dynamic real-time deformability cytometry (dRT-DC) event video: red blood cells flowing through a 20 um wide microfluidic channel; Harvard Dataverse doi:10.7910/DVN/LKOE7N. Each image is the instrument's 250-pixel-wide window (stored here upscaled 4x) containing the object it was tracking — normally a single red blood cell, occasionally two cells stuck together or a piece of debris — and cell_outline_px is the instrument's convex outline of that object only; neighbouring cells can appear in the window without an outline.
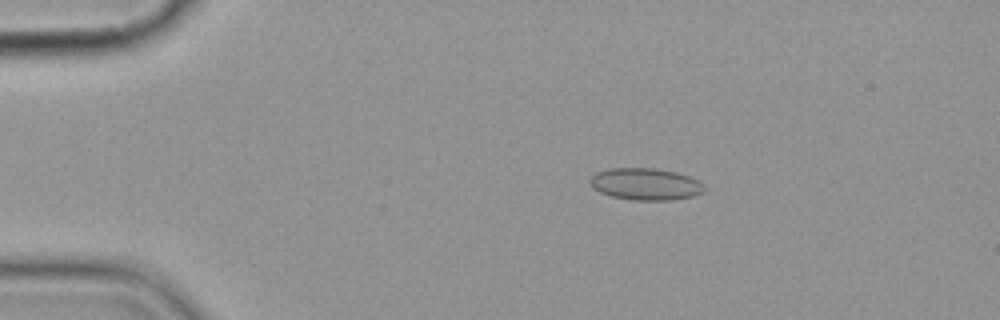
{"species": "common noctule bat (a hibernating species)", "species_latin": "Nyctalus noctula", "temperature_condition": "cold", "stored_images_in_passage": 7, "camera_frame_rate_fps": 3000, "um_per_image_px": 0.085, "animal": {"sex": "female", "body_mass_g": 19.9}, "frame": {"image": 1, "passage_image": 3, "time_ms": 3.333, "image_size_px": [1000, 320], "cell_outline_px": [[708, 188], [704, 192], [692, 196], [668, 200], [632, 200], [612, 196], [600, 192], [592, 188], [588, 180], [596, 172], [612, 168], [656, 168], [676, 172], [700, 180]], "centroid_in_image_um": [54.89, 15.64], "position_along_channel_um": 30.1, "area_um2": 21.44}}
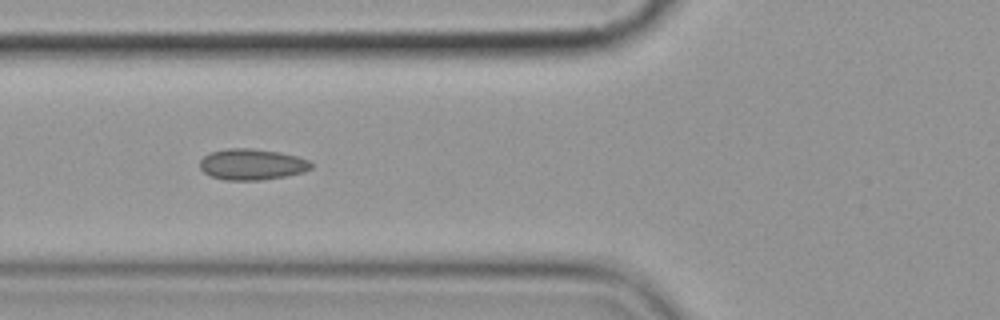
{"frame": {"image": 2, "passage_image": 6, "time_ms": 7.0, "image_size_px": [1000, 320], "cell_outline_px": [[312, 168], [304, 172], [284, 176], [260, 180], [224, 180], [212, 176], [204, 172], [200, 168], [200, 160], [208, 152], [228, 148], [252, 148], [280, 152], [296, 156], [308, 160], [312, 164]], "centroid_in_image_um": [21.4, 13.96], "position_along_channel_um": 104.4, "area_um2": 20.17}}
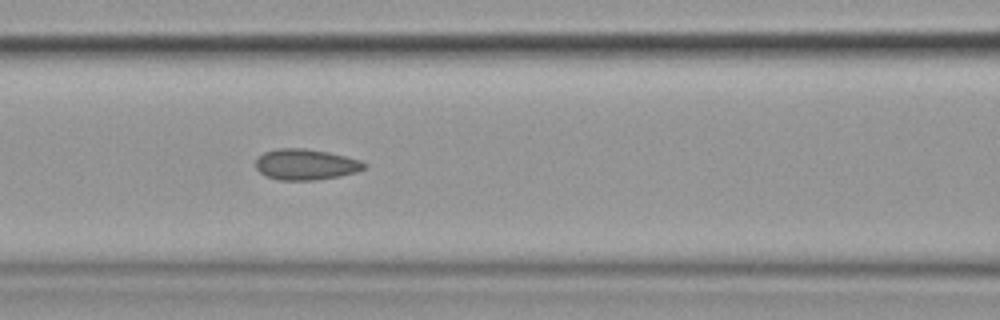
{"frame": {"image": 3, "passage_image": 7, "time_ms": 8.0, "image_size_px": [1000, 320], "cell_outline_px": [[368, 164], [364, 168], [356, 172], [340, 176], [316, 180], [280, 180], [268, 176], [260, 172], [256, 168], [256, 160], [264, 152], [276, 148], [304, 148], [328, 152], [360, 160]], "centroid_in_image_um": [25.99, 13.97], "position_along_channel_um": 140.6, "area_um2": 19.42}}